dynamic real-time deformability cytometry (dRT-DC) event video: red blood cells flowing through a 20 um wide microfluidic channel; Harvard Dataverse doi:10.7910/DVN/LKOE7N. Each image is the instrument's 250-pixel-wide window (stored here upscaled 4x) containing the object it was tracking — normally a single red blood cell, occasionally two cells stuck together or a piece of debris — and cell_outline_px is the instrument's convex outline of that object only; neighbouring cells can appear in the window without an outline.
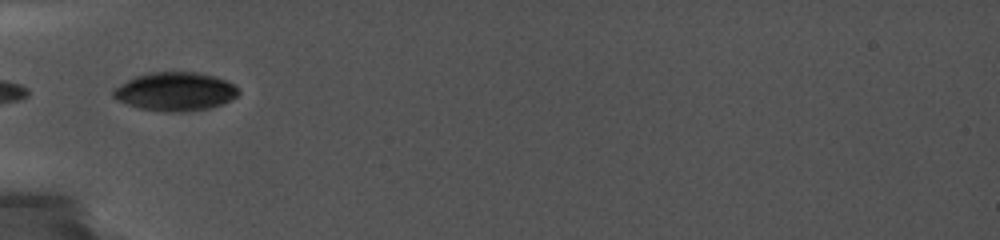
{"species": "common noctule bat (a hibernating species)", "species_latin": "Nyctalus noctula", "temperature_condition": "cold", "stored_images_in_passage": 21, "camera_frame_rate_fps": 5000, "um_per_image_px": 0.085, "animal": {"sex": "female", "body_mass_g": 19.0, "forearm_length_mm": 56.7}, "frame": {"image": 1, "passage_image": 1, "time_ms": 0.0, "image_size_px": [1000, 240], "cell_outline_px": [[240, 92], [232, 100], [224, 104], [212, 108], [184, 112], [164, 112], [140, 108], [128, 104], [112, 96], [112, 88], [136, 76], [152, 72], [200, 72], [216, 76], [232, 84]], "centroid_in_image_um": [14.91, 7.79], "position_along_channel_um": 70.1, "area_um2": 28.26}, "authors_computed_cell_mechanics": {"area_um2": 16.8776, "velocity_mm_per_s": 3.7531, "shape_relaxation_time_tau1_ms": null, "shape_relaxation_time_tau2_ms": 6.4201, "deformation_change_tau1": null, "deformation_change_tau2": 0.0541}}